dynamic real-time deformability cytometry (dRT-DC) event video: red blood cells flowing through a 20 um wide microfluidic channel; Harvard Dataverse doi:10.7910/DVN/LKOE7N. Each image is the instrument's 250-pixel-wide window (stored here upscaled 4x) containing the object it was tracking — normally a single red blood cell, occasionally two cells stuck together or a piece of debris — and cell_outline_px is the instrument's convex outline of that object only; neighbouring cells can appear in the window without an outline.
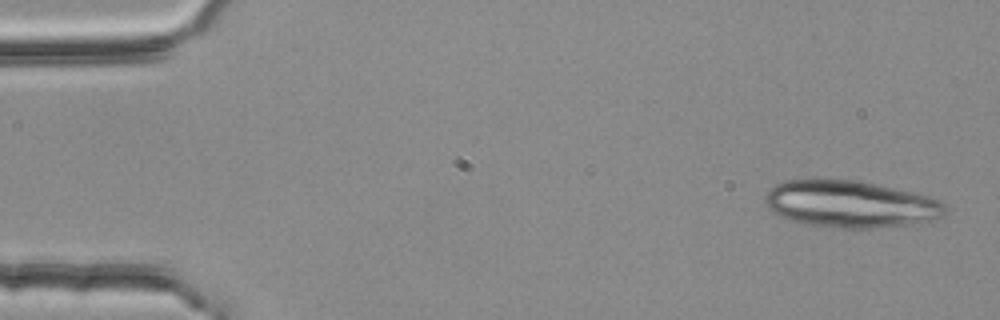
{"species": "common noctule bat (a hibernating species)", "species_latin": "Nyctalus noctula", "temperature_condition": "room temperature", "stored_images_in_passage": 3, "camera_frame_rate_fps": 3000, "um_per_image_px": 0.085, "animal": {"sex": "female", "body_mass_g": 25.1}, "frame": {"image": 1, "passage_image": 1, "time_ms": 0.0, "image_size_px": [1000, 320], "cell_outline_px": [[948, 204], [944, 212], [940, 216], [928, 220], [908, 224], [872, 228], [840, 228], [804, 224], [788, 220], [772, 212], [764, 204], [764, 196], [768, 188], [784, 180], [812, 176], [856, 180], [912, 192], [928, 196]], "centroid_in_image_um": [72.14, 17.3], "position_along_channel_um": 12.9, "area_um2": 50.11}}